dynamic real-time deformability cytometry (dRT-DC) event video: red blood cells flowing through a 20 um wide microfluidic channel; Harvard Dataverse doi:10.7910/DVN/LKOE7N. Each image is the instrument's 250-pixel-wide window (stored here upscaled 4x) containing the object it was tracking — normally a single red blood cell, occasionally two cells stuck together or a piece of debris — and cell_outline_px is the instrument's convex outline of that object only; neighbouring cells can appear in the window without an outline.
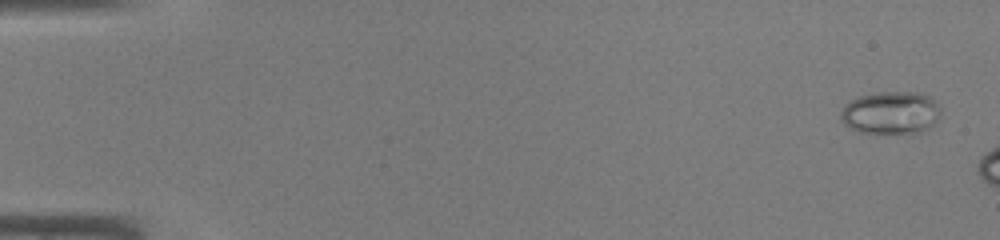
{"species": "common noctule bat (a hibernating species)", "species_latin": "Nyctalus noctula", "temperature_condition": "warm", "stored_images_in_passage": 7, "camera_frame_rate_fps": 3000, "um_per_image_px": 0.085, "animal": {"sex": "male", "body_mass_g": 19.0, "forearm_length_mm": 50.8}, "frame": {"image": 1, "passage_image": 2, "time_ms": 0.333, "image_size_px": [1000, 240], "cell_outline_px": [[940, 112], [936, 120], [928, 128], [920, 132], [856, 132], [844, 124], [840, 120], [840, 112], [844, 104], [860, 96], [880, 92], [916, 92], [928, 96], [936, 100], [940, 108]], "centroid_in_image_um": [75.69, 9.57], "position_along_channel_um": 9.3, "area_um2": 24.68}}